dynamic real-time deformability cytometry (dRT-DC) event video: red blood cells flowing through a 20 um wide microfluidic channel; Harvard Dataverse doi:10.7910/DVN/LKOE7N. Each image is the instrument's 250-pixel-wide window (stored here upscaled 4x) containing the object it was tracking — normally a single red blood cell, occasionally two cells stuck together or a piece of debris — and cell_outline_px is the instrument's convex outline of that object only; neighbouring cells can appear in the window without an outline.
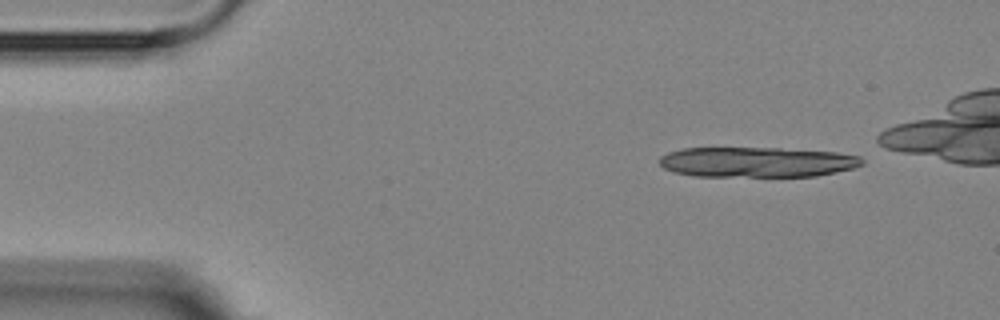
{"species": "Egyptian fruit bat (a non-hibernating species)", "species_latin": "Rousettus aegyptiacus", "temperature_condition": "room temperature", "stored_images_in_passage": 9, "segment_of_instrument_passage": [1, 2], "camera_frame_rate_fps": 3000, "um_per_image_px": 0.085, "animal": {"sex": "female"}, "frame": {"image": 1, "passage_image": 1, "time_ms": 0.0, "image_size_px": [1000, 320], "cell_outline_px": [[864, 164], [852, 168], [836, 172], [816, 176], [696, 176], [672, 172], [664, 168], [660, 164], [660, 156], [668, 152], [684, 148], [780, 148], [836, 152], [860, 156], [864, 160]], "centroid_in_image_um": [64.34, 13.77], "position_along_channel_um": 20.7, "area_um2": 35.72}}